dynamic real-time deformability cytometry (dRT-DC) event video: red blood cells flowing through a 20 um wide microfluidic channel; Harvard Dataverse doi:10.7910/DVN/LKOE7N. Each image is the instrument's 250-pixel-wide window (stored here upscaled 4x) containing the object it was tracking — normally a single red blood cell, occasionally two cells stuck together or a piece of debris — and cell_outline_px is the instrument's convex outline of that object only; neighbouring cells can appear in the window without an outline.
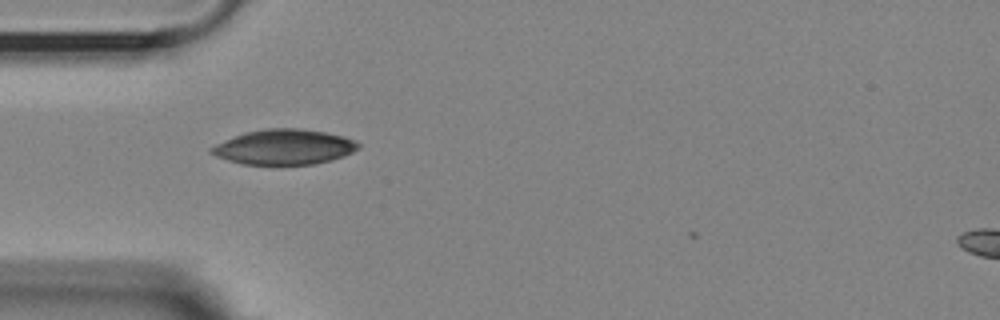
{"species": "Egyptian fruit bat (a non-hibernating species)", "species_latin": "Rousettus aegyptiacus", "temperature_condition": "room temperature", "stored_images_in_passage": 15, "camera_frame_rate_fps": 3000, "um_per_image_px": 0.085, "animal": {"sex": "female"}, "frame": {"image": 1, "passage_image": 1, "time_ms": 0.0, "image_size_px": [1000, 320], "cell_outline_px": [[360, 148], [344, 156], [332, 160], [312, 164], [240, 164], [216, 156], [208, 152], [208, 148], [216, 144], [244, 132], [264, 128], [300, 128], [324, 132], [344, 136], [356, 140], [360, 144]], "centroid_in_image_um": [24.15, 12.48], "position_along_channel_um": 60.8, "area_um2": 30.23}}
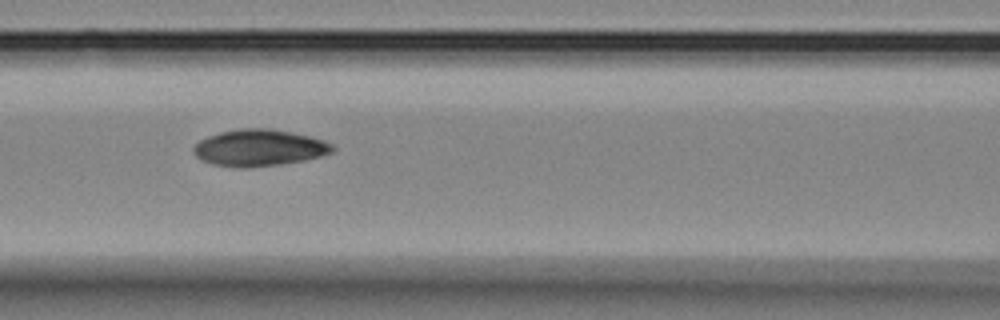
{"frame": {"image": 2, "passage_image": 8, "time_ms": 2.333, "image_size_px": [1000, 320], "cell_outline_px": [[336, 152], [304, 160], [280, 164], [244, 168], [240, 168], [212, 164], [196, 156], [192, 152], [192, 148], [200, 140], [208, 136], [220, 132], [240, 128], [268, 128], [308, 136], [324, 140], [332, 144], [336, 148]], "centroid_in_image_um": [22.04, 12.56], "position_along_channel_um": 144.6, "area_um2": 29.59}}
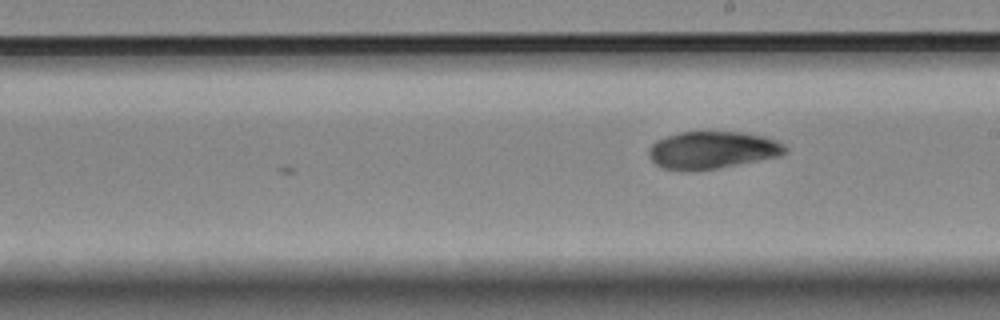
{"frame": {"image": 3, "passage_image": 15, "time_ms": 4.667, "image_size_px": [1000, 320], "cell_outline_px": [[788, 152], [780, 156], [716, 168], [692, 172], [684, 172], [664, 168], [656, 164], [648, 156], [648, 148], [656, 140], [680, 132], [740, 132], [764, 136], [776, 140], [784, 144], [788, 148]], "centroid_in_image_um": [60.53, 12.76], "position_along_channel_um": 228.5, "area_um2": 29.88}}